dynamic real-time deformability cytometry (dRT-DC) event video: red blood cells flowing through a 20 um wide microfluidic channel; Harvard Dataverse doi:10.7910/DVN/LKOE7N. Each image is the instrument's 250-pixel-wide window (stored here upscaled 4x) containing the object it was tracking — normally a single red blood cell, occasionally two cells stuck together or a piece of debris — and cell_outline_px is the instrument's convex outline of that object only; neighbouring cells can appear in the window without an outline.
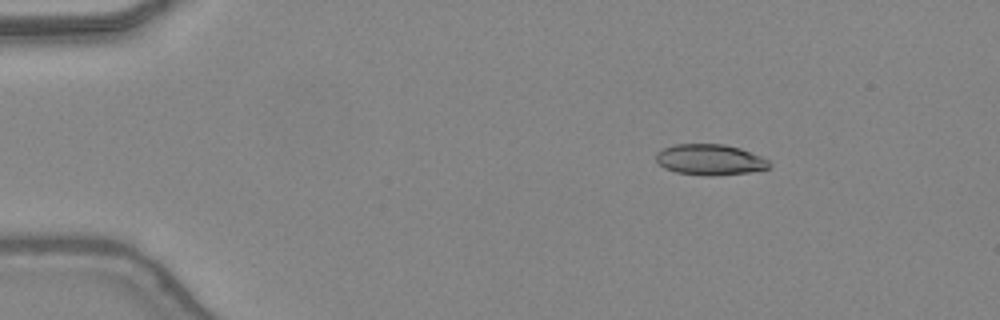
{"species": "common noctule bat (a hibernating species)", "species_latin": "Nyctalus noctula", "temperature_condition": "warm", "stored_images_in_passage": 41, "camera_frame_rate_fps": 3000, "um_per_image_px": 0.085, "animal": {"sex": "female", "body_mass_g": 24.6, "forearm_length_mm": 56.2}, "frame": {"image": 1, "passage_image": 1, "time_ms": 0.0, "image_size_px": [1000, 320], "cell_outline_px": [[772, 164], [768, 168], [748, 172], [712, 176], [704, 176], [676, 172], [664, 168], [656, 160], [656, 152], [664, 148], [676, 144], [724, 144], [740, 148], [760, 156], [768, 160]], "centroid_in_image_um": [60.33, 13.57], "position_along_channel_um": 24.7, "area_um2": 20.29}}
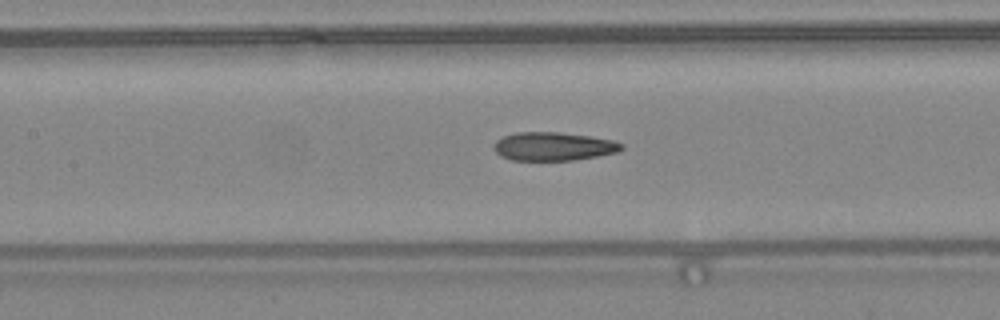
{"frame": {"image": 2, "passage_image": 16, "time_ms": 5.0, "image_size_px": [1000, 320], "cell_outline_px": [[624, 148], [616, 152], [596, 156], [572, 160], [512, 160], [500, 156], [496, 152], [496, 140], [504, 136], [516, 132], [560, 132], [592, 136], [612, 140], [624, 144]], "centroid_in_image_um": [47.06, 12.43], "position_along_channel_um": 160.3, "area_um2": 21.04}}
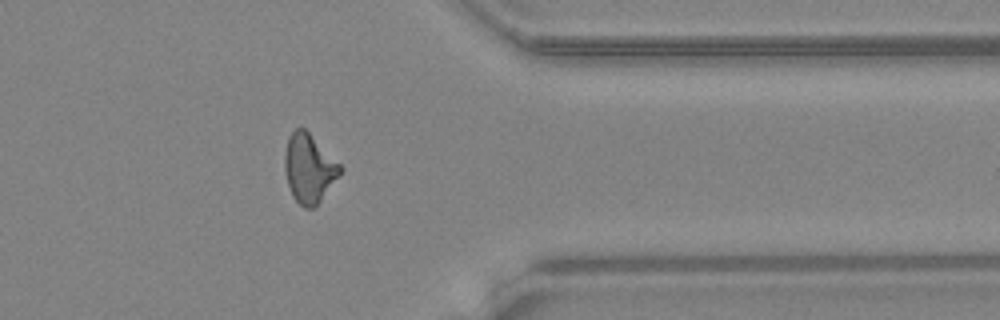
{"frame": {"image": 3, "passage_image": 32, "time_ms": 10.333, "image_size_px": [1000, 320], "cell_outline_px": [[344, 168], [320, 200], [312, 208], [304, 208], [292, 196], [288, 184], [284, 168], [284, 152], [288, 136], [296, 128], [304, 128]], "centroid_in_image_um": [26.24, 14.29], "position_along_channel_um": 385.2, "area_um2": 21.85}, "authors_computed_cell_mechanics": {"area_um2": 21.5016, "velocity_mm_per_s": 4.4328, "shape_relaxation_time_tau1_ms": null, "shape_relaxation_time_tau2_ms": 2.3068, "deformation_change_tau1": null, "deformation_change_tau2": 0.1038}}